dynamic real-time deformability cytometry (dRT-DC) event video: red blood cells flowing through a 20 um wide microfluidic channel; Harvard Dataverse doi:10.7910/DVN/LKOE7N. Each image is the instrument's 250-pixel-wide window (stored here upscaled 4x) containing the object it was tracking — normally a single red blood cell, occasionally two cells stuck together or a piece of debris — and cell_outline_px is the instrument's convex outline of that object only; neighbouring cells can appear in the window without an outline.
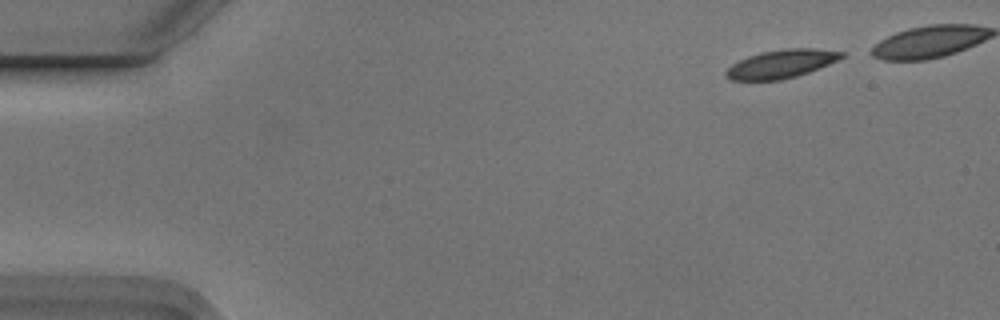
{"species": "Egyptian fruit bat (a non-hibernating species)", "species_latin": "Rousettus aegyptiacus", "temperature_condition": "cold", "stored_images_in_passage": 4, "camera_frame_rate_fps": 3000, "um_per_image_px": 0.085, "animal": {"sex": "male"}, "frame": {"image": 1, "passage_image": 1, "time_ms": 0.0, "image_size_px": [1000, 320], "cell_outline_px": [[848, 52], [844, 56], [828, 64], [808, 72], [796, 76], [780, 80], [732, 80], [724, 76], [724, 72], [732, 64], [748, 56], [760, 52], [784, 48], [816, 48]], "centroid_in_image_um": [66.41, 5.42], "position_along_channel_um": 18.6, "area_um2": 19.13}}